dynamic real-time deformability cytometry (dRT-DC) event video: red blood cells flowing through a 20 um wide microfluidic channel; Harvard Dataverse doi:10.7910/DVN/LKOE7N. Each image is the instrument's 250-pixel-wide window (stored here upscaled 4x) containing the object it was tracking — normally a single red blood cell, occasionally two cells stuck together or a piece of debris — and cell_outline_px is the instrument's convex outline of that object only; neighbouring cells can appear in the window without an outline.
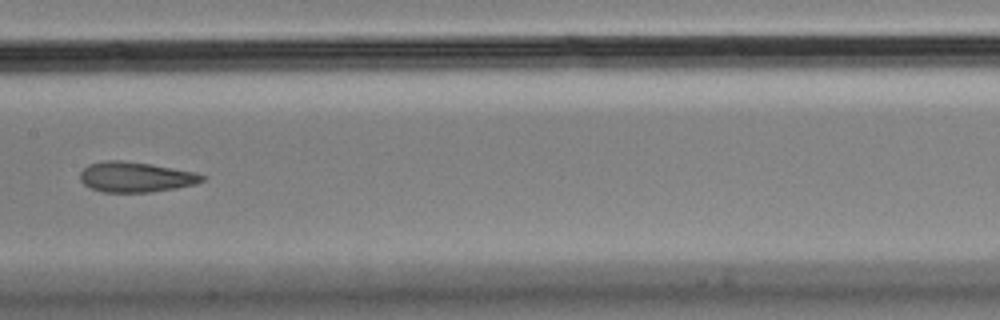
{"species": "Egyptian fruit bat (a non-hibernating species)", "species_latin": "Rousettus aegyptiacus", "temperature_condition": "cold", "stored_images_in_passage": 7, "camera_frame_rate_fps": 3000, "um_per_image_px": 0.085, "animal": {"sex": "male"}, "frame": {"image": 1, "passage_image": 7, "time_ms": 2.0, "image_size_px": [1000, 320], "cell_outline_px": [[208, 176], [204, 180], [196, 184], [176, 188], [148, 192], [104, 192], [92, 188], [84, 184], [80, 180], [80, 172], [88, 164], [104, 160], [120, 160], [152, 164], [192, 172]], "centroid_in_image_um": [11.52, 15.04], "position_along_channel_um": 195.9, "area_um2": 21.44}}